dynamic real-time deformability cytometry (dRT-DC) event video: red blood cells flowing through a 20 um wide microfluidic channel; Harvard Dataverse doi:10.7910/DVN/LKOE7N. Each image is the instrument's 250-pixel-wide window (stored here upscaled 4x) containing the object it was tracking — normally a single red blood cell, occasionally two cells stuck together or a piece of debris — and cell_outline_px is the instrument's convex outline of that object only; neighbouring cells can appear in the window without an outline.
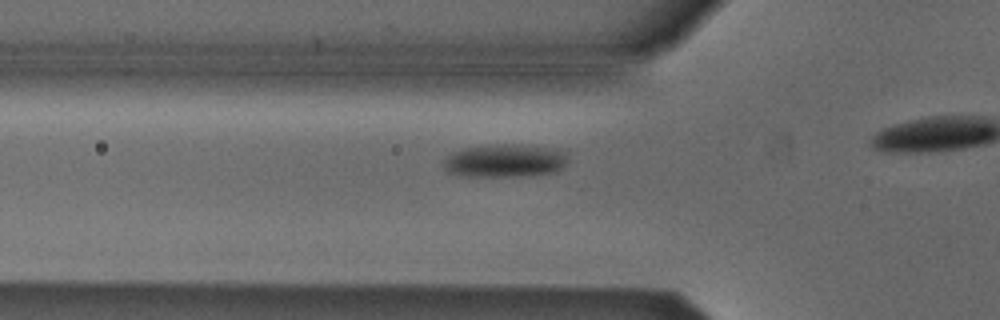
{"species": "Egyptian fruit bat (a non-hibernating species)", "species_latin": "Rousettus aegyptiacus", "temperature_condition": "cold", "stored_images_in_passage": 19, "camera_frame_rate_fps": 3000, "um_per_image_px": 0.085, "animal": {"sex": "male"}, "frame": {"image": 1, "passage_image": 14, "time_ms": 4.333, "image_size_px": [1000, 320], "cell_outline_px": [[568, 160], [556, 172], [504, 176], [468, 176], [448, 172], [444, 168], [444, 156], [452, 152], [464, 148], [496, 144], [520, 144], [552, 148], [568, 152]], "centroid_in_image_um": [42.9, 13.63], "position_along_channel_um": 82.9, "area_um2": 23.87}}